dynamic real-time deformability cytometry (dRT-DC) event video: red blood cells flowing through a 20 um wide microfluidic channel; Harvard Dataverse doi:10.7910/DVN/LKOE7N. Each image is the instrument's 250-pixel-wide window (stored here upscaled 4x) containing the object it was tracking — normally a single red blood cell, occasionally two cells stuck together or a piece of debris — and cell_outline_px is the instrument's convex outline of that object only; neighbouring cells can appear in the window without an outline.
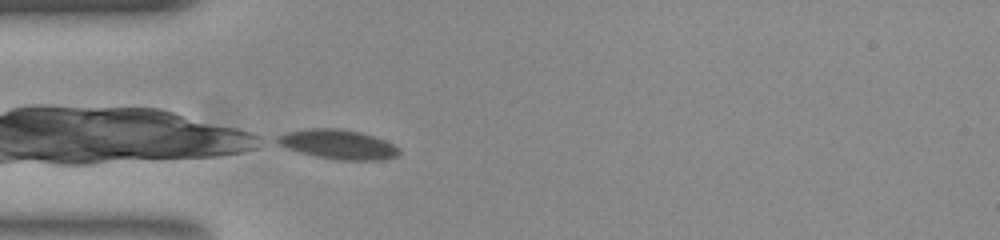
{"species": "common noctule bat (a hibernating species)", "species_latin": "Nyctalus noctula", "temperature_condition": "room temperature", "stored_images_in_passage": 30, "camera_frame_rate_fps": 3000, "um_per_image_px": 0.085, "animal": {"sex": "female", "body_mass_g": 23.0, "forearm_length_mm": 53.4}, "frame": {"image": 1, "passage_image": 1, "time_ms": 0.0, "image_size_px": [1000, 240], "cell_outline_px": [[400, 152], [396, 156], [380, 160], [340, 160], [316, 156], [300, 152], [288, 148], [272, 140], [276, 136], [288, 132], [312, 128], [340, 128], [360, 132], [384, 140], [392, 144]], "centroid_in_image_um": [28.7, 12.26], "position_along_channel_um": 56.3, "area_um2": 20.63}}
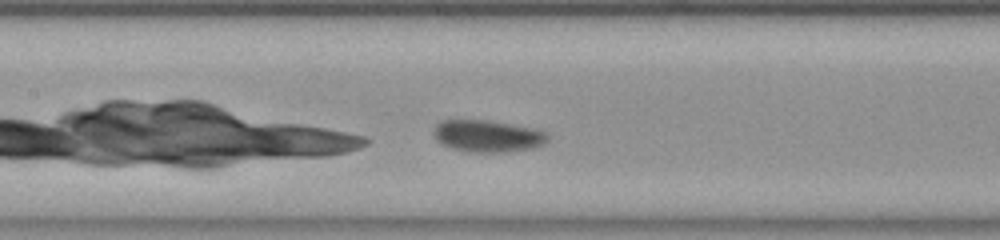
{"frame": {"image": 2, "passage_image": 10, "time_ms": 3.0, "image_size_px": [1000, 240], "cell_outline_px": [[548, 140], [544, 144], [532, 148], [508, 152], [472, 152], [456, 148], [444, 144], [436, 140], [436, 124], [440, 120], [488, 120], [532, 128], [548, 132]], "centroid_in_image_um": [41.51, 11.56], "position_along_channel_um": 165.9, "area_um2": 20.92}}
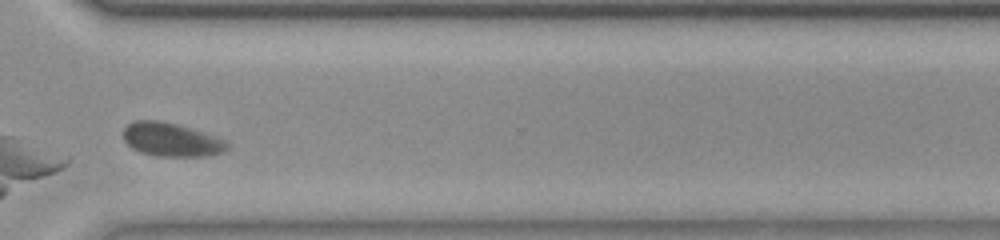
{"frame": {"image": 3, "passage_image": 25, "time_ms": 8.0, "image_size_px": [1000, 240], "cell_outline_px": [[228, 148], [220, 152], [208, 156], [160, 156], [140, 152], [132, 148], [124, 140], [124, 128], [132, 120], [160, 120], [192, 128], [224, 140], [228, 144]], "centroid_in_image_um": [14.52, 11.86], "position_along_channel_um": 356.1, "area_um2": 20.17}, "authors_computed_cell_mechanics": {"area_um2": 20.1722, "velocity_mm_per_s": 3.8003, "shape_relaxation_time_tau1_ms": 2.6709, "shape_relaxation_time_tau2_ms": null, "deformation_change_tau1": 0.0815, "deformation_change_tau2": null}}